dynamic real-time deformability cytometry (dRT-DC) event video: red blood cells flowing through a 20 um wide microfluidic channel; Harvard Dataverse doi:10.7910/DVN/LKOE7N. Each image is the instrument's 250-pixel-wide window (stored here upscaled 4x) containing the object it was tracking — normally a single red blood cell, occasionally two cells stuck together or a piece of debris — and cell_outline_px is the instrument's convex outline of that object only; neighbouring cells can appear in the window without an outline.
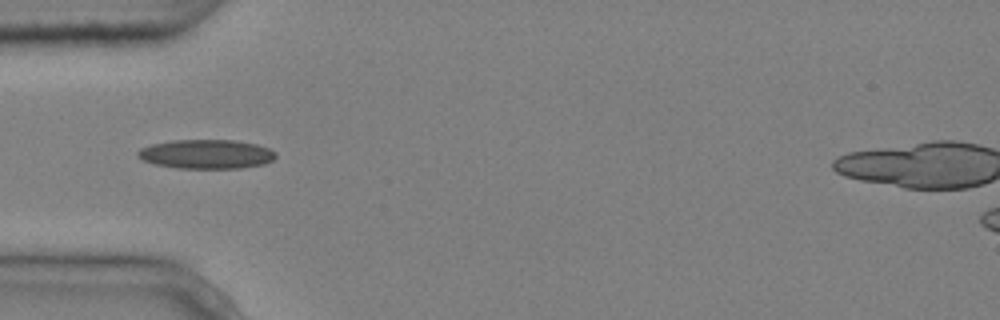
{"species": "common noctule bat (a hibernating species)", "species_latin": "Nyctalus noctula", "temperature_condition": "cold", "stored_images_in_passage": 3, "camera_frame_rate_fps": 3000, "um_per_image_px": 0.085, "animal": {"sex": "male", "body_mass_g": 20.4}, "frame": {"image": 1, "passage_image": 1, "time_ms": 0.0, "image_size_px": [1000, 320], "cell_outline_px": [[276, 156], [272, 160], [264, 164], [240, 168], [176, 168], [156, 164], [144, 160], [136, 156], [136, 152], [140, 148], [152, 144], [172, 140], [236, 140], [256, 144], [268, 148], [276, 152]], "centroid_in_image_um": [17.53, 13.09], "position_along_channel_um": 67.5, "area_um2": 23.47}}
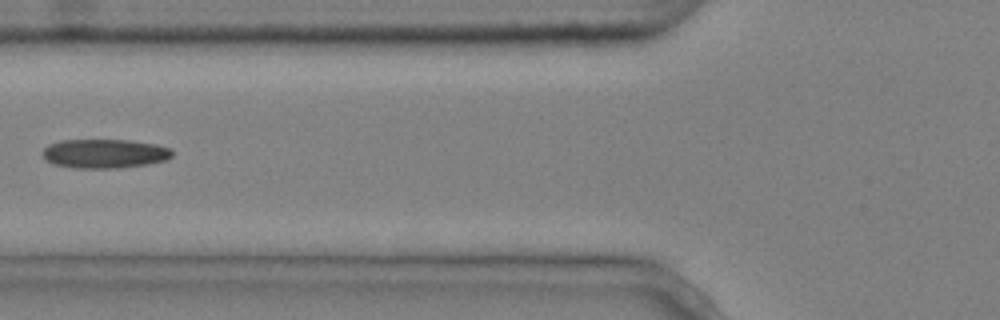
{"frame": {"image": 2, "passage_image": 2, "time_ms": 0.333, "image_size_px": [1000, 320], "cell_outline_px": [[172, 156], [168, 160], [148, 164], [116, 168], [72, 168], [52, 164], [40, 152], [48, 144], [60, 140], [128, 140], [156, 144], [172, 148]], "centroid_in_image_um": [8.89, 13.05], "position_along_channel_um": 116.9, "area_um2": 22.2}}